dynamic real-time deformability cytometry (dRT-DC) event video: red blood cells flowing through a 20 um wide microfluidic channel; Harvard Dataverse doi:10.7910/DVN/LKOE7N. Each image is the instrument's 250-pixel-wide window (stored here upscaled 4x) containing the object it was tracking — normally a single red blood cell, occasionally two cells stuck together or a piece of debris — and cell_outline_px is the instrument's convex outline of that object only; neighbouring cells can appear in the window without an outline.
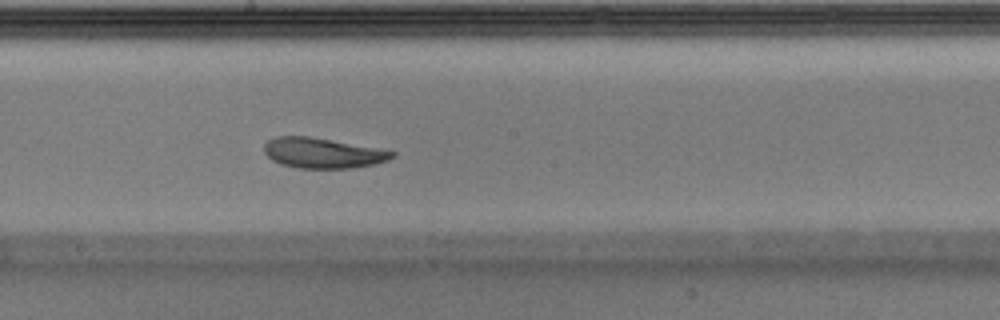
{"species": "Egyptian fruit bat (a non-hibernating species)", "species_latin": "Rousettus aegyptiacus", "temperature_condition": "warm", "stored_images_in_passage": 36, "camera_frame_rate_fps": 3000, "um_per_image_px": 0.085, "animal": {"sex": "male"}, "frame": {"image": 1, "passage_image": 16, "time_ms": 5.0, "image_size_px": [1000, 320], "cell_outline_px": [[396, 156], [388, 160], [376, 164], [352, 168], [300, 168], [280, 164], [272, 160], [264, 152], [264, 144], [268, 140], [276, 136], [308, 136], [376, 148], [396, 152]], "centroid_in_image_um": [27.42, 13.01], "position_along_channel_um": 220.8, "area_um2": 22.48}}
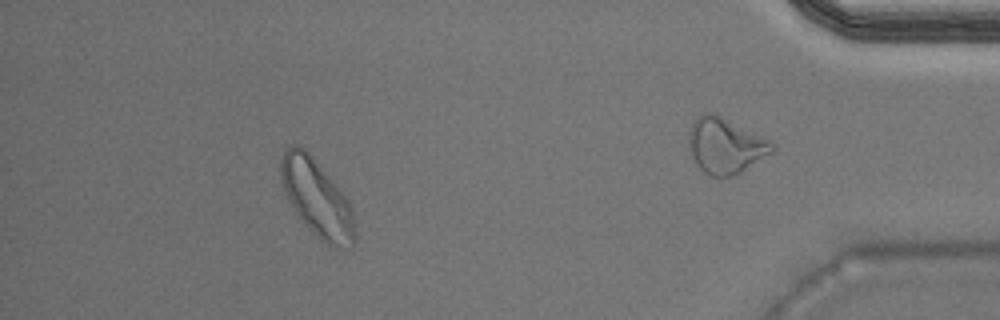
{"frame": {"image": 2, "passage_image": 31, "time_ms": 10.0, "image_size_px": [1000, 320], "cell_outline_px": [[356, 244], [352, 248], [336, 248], [320, 240], [304, 224], [288, 200], [280, 180], [280, 160], [284, 152], [292, 144], [296, 144], [304, 148], [312, 156], [348, 200], [352, 208], [356, 228]], "centroid_in_image_um": [26.96, 16.9], "position_along_channel_um": 408.2, "area_um2": 33.35}}